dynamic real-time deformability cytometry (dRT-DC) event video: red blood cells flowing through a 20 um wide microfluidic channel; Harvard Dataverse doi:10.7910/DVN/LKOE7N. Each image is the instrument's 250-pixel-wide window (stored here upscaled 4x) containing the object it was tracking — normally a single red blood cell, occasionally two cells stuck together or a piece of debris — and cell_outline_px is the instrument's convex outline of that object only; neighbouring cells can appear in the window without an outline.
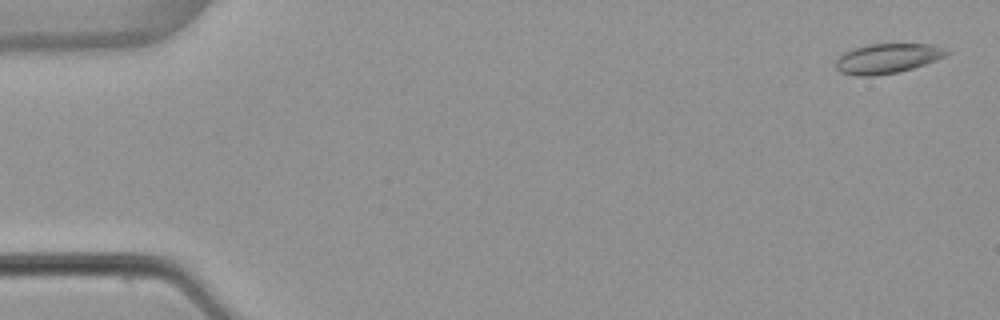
{"species": "common noctule bat (a hibernating species)", "species_latin": "Nyctalus noctula", "temperature_condition": "warm", "stored_images_in_passage": 53, "camera_frame_rate_fps": 3000, "um_per_image_px": 0.085, "animal": {"sex": "female", "body_mass_g": 22.7, "forearm_length_mm": 54.2}, "frame": {"image": 1, "passage_image": 2, "time_ms": 0.333, "image_size_px": [1000, 320], "cell_outline_px": [[952, 52], [936, 60], [912, 68], [896, 72], [872, 76], [856, 76], [840, 72], [836, 68], [836, 60], [844, 52], [852, 48], [864, 44], [932, 44], [944, 48]], "centroid_in_image_um": [75.4, 4.96], "position_along_channel_um": 9.6, "area_um2": 19.25}}
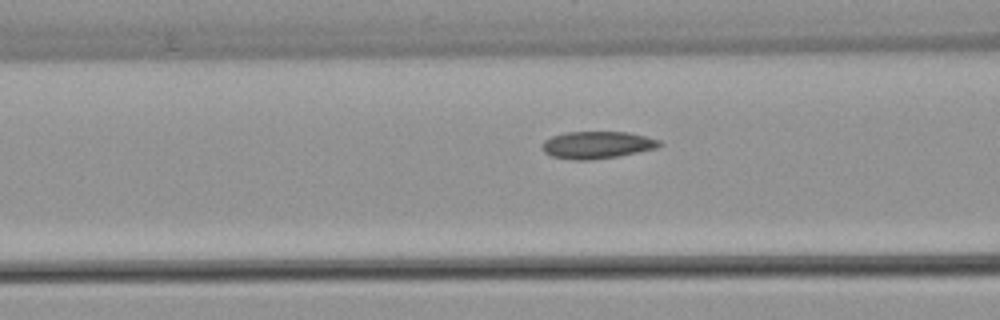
{"frame": {"image": 2, "passage_image": 21, "time_ms": 6.667, "image_size_px": [1000, 320], "cell_outline_px": [[664, 144], [656, 148], [616, 156], [588, 160], [572, 160], [552, 156], [544, 152], [540, 148], [540, 144], [544, 140], [552, 136], [564, 132], [628, 132], [660, 140]], "centroid_in_image_um": [50.7, 12.31], "position_along_channel_um": 115.9, "area_um2": 18.61}}
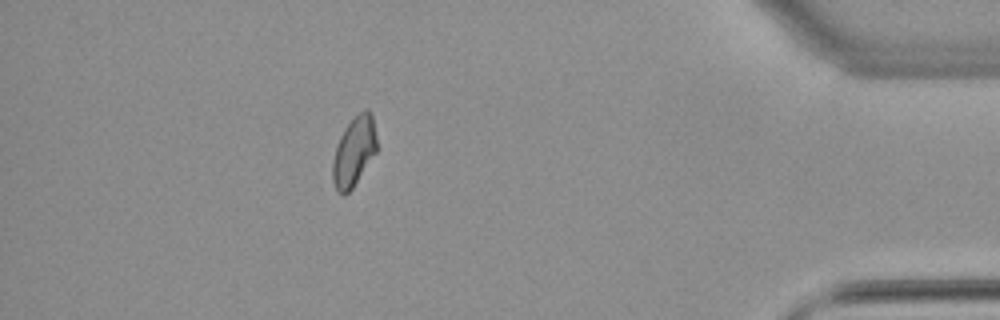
{"frame": {"image": 3, "passage_image": 47, "time_ms": 15.333, "image_size_px": [1000, 320], "cell_outline_px": [[376, 152], [352, 188], [344, 196], [336, 188], [332, 180], [332, 164], [336, 148], [340, 136], [344, 128], [364, 108], [368, 108], [372, 116], [376, 136]], "centroid_in_image_um": [30.08, 12.87], "position_along_channel_um": 405.1, "area_um2": 17.51}, "authors_computed_cell_mechanics": {"area_um2": 18.4382, "velocity_mm_per_s": 3.8905, "shape_relaxation_time_tau1_ms": null, "shape_relaxation_time_tau2_ms": 3.6614, "deformation_change_tau1": null, "deformation_change_tau2": 0.0739}}